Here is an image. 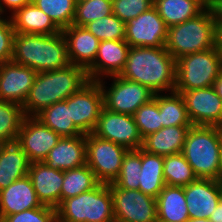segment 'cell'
Masks as SVG:
<instances>
[{
	"label": "cell",
	"mask_w": 222,
	"mask_h": 222,
	"mask_svg": "<svg viewBox=\"0 0 222 222\" xmlns=\"http://www.w3.org/2000/svg\"><path fill=\"white\" fill-rule=\"evenodd\" d=\"M119 76L149 87L154 93L173 92L176 60L165 47H130Z\"/></svg>",
	"instance_id": "1"
},
{
	"label": "cell",
	"mask_w": 222,
	"mask_h": 222,
	"mask_svg": "<svg viewBox=\"0 0 222 222\" xmlns=\"http://www.w3.org/2000/svg\"><path fill=\"white\" fill-rule=\"evenodd\" d=\"M89 81L83 67L70 64L65 68L38 72L23 104L25 116H36L43 109L66 100Z\"/></svg>",
	"instance_id": "2"
},
{
	"label": "cell",
	"mask_w": 222,
	"mask_h": 222,
	"mask_svg": "<svg viewBox=\"0 0 222 222\" xmlns=\"http://www.w3.org/2000/svg\"><path fill=\"white\" fill-rule=\"evenodd\" d=\"M12 61L37 73L65 68L71 64L62 32L53 35L16 33Z\"/></svg>",
	"instance_id": "3"
},
{
	"label": "cell",
	"mask_w": 222,
	"mask_h": 222,
	"mask_svg": "<svg viewBox=\"0 0 222 222\" xmlns=\"http://www.w3.org/2000/svg\"><path fill=\"white\" fill-rule=\"evenodd\" d=\"M218 25L212 8L168 28L165 48L175 60L217 46Z\"/></svg>",
	"instance_id": "4"
},
{
	"label": "cell",
	"mask_w": 222,
	"mask_h": 222,
	"mask_svg": "<svg viewBox=\"0 0 222 222\" xmlns=\"http://www.w3.org/2000/svg\"><path fill=\"white\" fill-rule=\"evenodd\" d=\"M221 146L217 126L192 125L181 153L197 178L220 180Z\"/></svg>",
	"instance_id": "5"
},
{
	"label": "cell",
	"mask_w": 222,
	"mask_h": 222,
	"mask_svg": "<svg viewBox=\"0 0 222 222\" xmlns=\"http://www.w3.org/2000/svg\"><path fill=\"white\" fill-rule=\"evenodd\" d=\"M56 216L57 222H111L114 208L109 184L100 183L88 192L62 200Z\"/></svg>",
	"instance_id": "6"
},
{
	"label": "cell",
	"mask_w": 222,
	"mask_h": 222,
	"mask_svg": "<svg viewBox=\"0 0 222 222\" xmlns=\"http://www.w3.org/2000/svg\"><path fill=\"white\" fill-rule=\"evenodd\" d=\"M222 71L218 46L203 52L191 53L176 60L175 92L212 87Z\"/></svg>",
	"instance_id": "7"
},
{
	"label": "cell",
	"mask_w": 222,
	"mask_h": 222,
	"mask_svg": "<svg viewBox=\"0 0 222 222\" xmlns=\"http://www.w3.org/2000/svg\"><path fill=\"white\" fill-rule=\"evenodd\" d=\"M127 148L112 141L86 134V164L100 183H113L118 177Z\"/></svg>",
	"instance_id": "8"
},
{
	"label": "cell",
	"mask_w": 222,
	"mask_h": 222,
	"mask_svg": "<svg viewBox=\"0 0 222 222\" xmlns=\"http://www.w3.org/2000/svg\"><path fill=\"white\" fill-rule=\"evenodd\" d=\"M110 78L113 80L110 87L105 86L104 79L98 82L104 96V108L111 112L133 116L141 105L151 101L156 94L149 87L123 79L119 75Z\"/></svg>",
	"instance_id": "9"
},
{
	"label": "cell",
	"mask_w": 222,
	"mask_h": 222,
	"mask_svg": "<svg viewBox=\"0 0 222 222\" xmlns=\"http://www.w3.org/2000/svg\"><path fill=\"white\" fill-rule=\"evenodd\" d=\"M64 101L70 106V118L74 125L83 134L92 133L104 108V96L99 82L89 80Z\"/></svg>",
	"instance_id": "10"
},
{
	"label": "cell",
	"mask_w": 222,
	"mask_h": 222,
	"mask_svg": "<svg viewBox=\"0 0 222 222\" xmlns=\"http://www.w3.org/2000/svg\"><path fill=\"white\" fill-rule=\"evenodd\" d=\"M114 218L124 222H157L156 198L140 190H125L109 184Z\"/></svg>",
	"instance_id": "11"
},
{
	"label": "cell",
	"mask_w": 222,
	"mask_h": 222,
	"mask_svg": "<svg viewBox=\"0 0 222 222\" xmlns=\"http://www.w3.org/2000/svg\"><path fill=\"white\" fill-rule=\"evenodd\" d=\"M92 133L128 150L142 148L143 138L132 115L115 113L103 108Z\"/></svg>",
	"instance_id": "12"
},
{
	"label": "cell",
	"mask_w": 222,
	"mask_h": 222,
	"mask_svg": "<svg viewBox=\"0 0 222 222\" xmlns=\"http://www.w3.org/2000/svg\"><path fill=\"white\" fill-rule=\"evenodd\" d=\"M60 138L55 131L45 126L35 116H25L16 142L32 163L44 161Z\"/></svg>",
	"instance_id": "13"
},
{
	"label": "cell",
	"mask_w": 222,
	"mask_h": 222,
	"mask_svg": "<svg viewBox=\"0 0 222 222\" xmlns=\"http://www.w3.org/2000/svg\"><path fill=\"white\" fill-rule=\"evenodd\" d=\"M168 27L153 6L126 23L125 41L130 47H165Z\"/></svg>",
	"instance_id": "14"
},
{
	"label": "cell",
	"mask_w": 222,
	"mask_h": 222,
	"mask_svg": "<svg viewBox=\"0 0 222 222\" xmlns=\"http://www.w3.org/2000/svg\"><path fill=\"white\" fill-rule=\"evenodd\" d=\"M180 94L193 125L218 127L222 123V99L213 87L182 91Z\"/></svg>",
	"instance_id": "15"
},
{
	"label": "cell",
	"mask_w": 222,
	"mask_h": 222,
	"mask_svg": "<svg viewBox=\"0 0 222 222\" xmlns=\"http://www.w3.org/2000/svg\"><path fill=\"white\" fill-rule=\"evenodd\" d=\"M37 72L14 61L0 64V100L23 106Z\"/></svg>",
	"instance_id": "16"
},
{
	"label": "cell",
	"mask_w": 222,
	"mask_h": 222,
	"mask_svg": "<svg viewBox=\"0 0 222 222\" xmlns=\"http://www.w3.org/2000/svg\"><path fill=\"white\" fill-rule=\"evenodd\" d=\"M185 201L190 219H209L222 197V181L201 179L184 186Z\"/></svg>",
	"instance_id": "17"
},
{
	"label": "cell",
	"mask_w": 222,
	"mask_h": 222,
	"mask_svg": "<svg viewBox=\"0 0 222 222\" xmlns=\"http://www.w3.org/2000/svg\"><path fill=\"white\" fill-rule=\"evenodd\" d=\"M129 44L125 40L100 41L94 63L86 70L91 81H99L110 76L120 75L123 71Z\"/></svg>",
	"instance_id": "18"
},
{
	"label": "cell",
	"mask_w": 222,
	"mask_h": 222,
	"mask_svg": "<svg viewBox=\"0 0 222 222\" xmlns=\"http://www.w3.org/2000/svg\"><path fill=\"white\" fill-rule=\"evenodd\" d=\"M28 177L42 205L57 208L63 185L64 171L50 168L44 161L32 162Z\"/></svg>",
	"instance_id": "19"
},
{
	"label": "cell",
	"mask_w": 222,
	"mask_h": 222,
	"mask_svg": "<svg viewBox=\"0 0 222 222\" xmlns=\"http://www.w3.org/2000/svg\"><path fill=\"white\" fill-rule=\"evenodd\" d=\"M71 64L87 70L95 61L100 41L85 26L71 25L62 30Z\"/></svg>",
	"instance_id": "20"
},
{
	"label": "cell",
	"mask_w": 222,
	"mask_h": 222,
	"mask_svg": "<svg viewBox=\"0 0 222 222\" xmlns=\"http://www.w3.org/2000/svg\"><path fill=\"white\" fill-rule=\"evenodd\" d=\"M44 162L56 170H71L86 164V134L61 137Z\"/></svg>",
	"instance_id": "21"
},
{
	"label": "cell",
	"mask_w": 222,
	"mask_h": 222,
	"mask_svg": "<svg viewBox=\"0 0 222 222\" xmlns=\"http://www.w3.org/2000/svg\"><path fill=\"white\" fill-rule=\"evenodd\" d=\"M41 205L28 175L0 190L1 219L7 215L38 208Z\"/></svg>",
	"instance_id": "22"
},
{
	"label": "cell",
	"mask_w": 222,
	"mask_h": 222,
	"mask_svg": "<svg viewBox=\"0 0 222 222\" xmlns=\"http://www.w3.org/2000/svg\"><path fill=\"white\" fill-rule=\"evenodd\" d=\"M16 33L53 35L62 30L53 20L30 2L10 16Z\"/></svg>",
	"instance_id": "23"
},
{
	"label": "cell",
	"mask_w": 222,
	"mask_h": 222,
	"mask_svg": "<svg viewBox=\"0 0 222 222\" xmlns=\"http://www.w3.org/2000/svg\"><path fill=\"white\" fill-rule=\"evenodd\" d=\"M30 162L16 142L0 145V190L28 175Z\"/></svg>",
	"instance_id": "24"
},
{
	"label": "cell",
	"mask_w": 222,
	"mask_h": 222,
	"mask_svg": "<svg viewBox=\"0 0 222 222\" xmlns=\"http://www.w3.org/2000/svg\"><path fill=\"white\" fill-rule=\"evenodd\" d=\"M191 126L163 127L143 138L142 149L148 153L168 156L181 153Z\"/></svg>",
	"instance_id": "25"
},
{
	"label": "cell",
	"mask_w": 222,
	"mask_h": 222,
	"mask_svg": "<svg viewBox=\"0 0 222 222\" xmlns=\"http://www.w3.org/2000/svg\"><path fill=\"white\" fill-rule=\"evenodd\" d=\"M160 222H187L189 218L184 187L166 185L156 197Z\"/></svg>",
	"instance_id": "26"
},
{
	"label": "cell",
	"mask_w": 222,
	"mask_h": 222,
	"mask_svg": "<svg viewBox=\"0 0 222 222\" xmlns=\"http://www.w3.org/2000/svg\"><path fill=\"white\" fill-rule=\"evenodd\" d=\"M154 7L169 28L192 19L206 8V0H154Z\"/></svg>",
	"instance_id": "27"
},
{
	"label": "cell",
	"mask_w": 222,
	"mask_h": 222,
	"mask_svg": "<svg viewBox=\"0 0 222 222\" xmlns=\"http://www.w3.org/2000/svg\"><path fill=\"white\" fill-rule=\"evenodd\" d=\"M164 156L148 153L141 148L139 190L156 198L166 186L163 176Z\"/></svg>",
	"instance_id": "28"
},
{
	"label": "cell",
	"mask_w": 222,
	"mask_h": 222,
	"mask_svg": "<svg viewBox=\"0 0 222 222\" xmlns=\"http://www.w3.org/2000/svg\"><path fill=\"white\" fill-rule=\"evenodd\" d=\"M154 99L158 103L161 111V124L163 127L169 126H192L185 101L180 93L175 91L166 93H156Z\"/></svg>",
	"instance_id": "29"
},
{
	"label": "cell",
	"mask_w": 222,
	"mask_h": 222,
	"mask_svg": "<svg viewBox=\"0 0 222 222\" xmlns=\"http://www.w3.org/2000/svg\"><path fill=\"white\" fill-rule=\"evenodd\" d=\"M35 117L60 137H75L83 134L70 118V106H67L65 101L52 104Z\"/></svg>",
	"instance_id": "30"
},
{
	"label": "cell",
	"mask_w": 222,
	"mask_h": 222,
	"mask_svg": "<svg viewBox=\"0 0 222 222\" xmlns=\"http://www.w3.org/2000/svg\"><path fill=\"white\" fill-rule=\"evenodd\" d=\"M100 184L95 173L87 164L64 171L60 202L81 193L88 192Z\"/></svg>",
	"instance_id": "31"
},
{
	"label": "cell",
	"mask_w": 222,
	"mask_h": 222,
	"mask_svg": "<svg viewBox=\"0 0 222 222\" xmlns=\"http://www.w3.org/2000/svg\"><path fill=\"white\" fill-rule=\"evenodd\" d=\"M163 176L168 186L184 187L198 178L182 153L164 156Z\"/></svg>",
	"instance_id": "32"
},
{
	"label": "cell",
	"mask_w": 222,
	"mask_h": 222,
	"mask_svg": "<svg viewBox=\"0 0 222 222\" xmlns=\"http://www.w3.org/2000/svg\"><path fill=\"white\" fill-rule=\"evenodd\" d=\"M24 118L22 106L0 100V145L17 140Z\"/></svg>",
	"instance_id": "33"
},
{
	"label": "cell",
	"mask_w": 222,
	"mask_h": 222,
	"mask_svg": "<svg viewBox=\"0 0 222 222\" xmlns=\"http://www.w3.org/2000/svg\"><path fill=\"white\" fill-rule=\"evenodd\" d=\"M61 29L73 24L76 9L75 0H32Z\"/></svg>",
	"instance_id": "34"
},
{
	"label": "cell",
	"mask_w": 222,
	"mask_h": 222,
	"mask_svg": "<svg viewBox=\"0 0 222 222\" xmlns=\"http://www.w3.org/2000/svg\"><path fill=\"white\" fill-rule=\"evenodd\" d=\"M140 172L141 148L137 150H128L124 155L120 173L113 184L125 190H139Z\"/></svg>",
	"instance_id": "35"
},
{
	"label": "cell",
	"mask_w": 222,
	"mask_h": 222,
	"mask_svg": "<svg viewBox=\"0 0 222 222\" xmlns=\"http://www.w3.org/2000/svg\"><path fill=\"white\" fill-rule=\"evenodd\" d=\"M85 28L99 41L125 40L126 37V24L113 13L89 22Z\"/></svg>",
	"instance_id": "36"
},
{
	"label": "cell",
	"mask_w": 222,
	"mask_h": 222,
	"mask_svg": "<svg viewBox=\"0 0 222 222\" xmlns=\"http://www.w3.org/2000/svg\"><path fill=\"white\" fill-rule=\"evenodd\" d=\"M112 13V0H86L76 3L73 25L85 26Z\"/></svg>",
	"instance_id": "37"
},
{
	"label": "cell",
	"mask_w": 222,
	"mask_h": 222,
	"mask_svg": "<svg viewBox=\"0 0 222 222\" xmlns=\"http://www.w3.org/2000/svg\"><path fill=\"white\" fill-rule=\"evenodd\" d=\"M133 117L142 138L162 128L161 111H159L158 103L154 98L141 105Z\"/></svg>",
	"instance_id": "38"
},
{
	"label": "cell",
	"mask_w": 222,
	"mask_h": 222,
	"mask_svg": "<svg viewBox=\"0 0 222 222\" xmlns=\"http://www.w3.org/2000/svg\"><path fill=\"white\" fill-rule=\"evenodd\" d=\"M153 6L154 0H112L113 14L125 24Z\"/></svg>",
	"instance_id": "39"
},
{
	"label": "cell",
	"mask_w": 222,
	"mask_h": 222,
	"mask_svg": "<svg viewBox=\"0 0 222 222\" xmlns=\"http://www.w3.org/2000/svg\"><path fill=\"white\" fill-rule=\"evenodd\" d=\"M1 222H57L56 209L41 205L38 208L7 215Z\"/></svg>",
	"instance_id": "40"
},
{
	"label": "cell",
	"mask_w": 222,
	"mask_h": 222,
	"mask_svg": "<svg viewBox=\"0 0 222 222\" xmlns=\"http://www.w3.org/2000/svg\"><path fill=\"white\" fill-rule=\"evenodd\" d=\"M15 34L10 16L0 15V64L12 60Z\"/></svg>",
	"instance_id": "41"
},
{
	"label": "cell",
	"mask_w": 222,
	"mask_h": 222,
	"mask_svg": "<svg viewBox=\"0 0 222 222\" xmlns=\"http://www.w3.org/2000/svg\"><path fill=\"white\" fill-rule=\"evenodd\" d=\"M30 2H32V0H0V15L5 16L4 13L8 11L9 14L11 13L9 16H11Z\"/></svg>",
	"instance_id": "42"
},
{
	"label": "cell",
	"mask_w": 222,
	"mask_h": 222,
	"mask_svg": "<svg viewBox=\"0 0 222 222\" xmlns=\"http://www.w3.org/2000/svg\"><path fill=\"white\" fill-rule=\"evenodd\" d=\"M210 222H222V197L209 218Z\"/></svg>",
	"instance_id": "43"
},
{
	"label": "cell",
	"mask_w": 222,
	"mask_h": 222,
	"mask_svg": "<svg viewBox=\"0 0 222 222\" xmlns=\"http://www.w3.org/2000/svg\"><path fill=\"white\" fill-rule=\"evenodd\" d=\"M212 9L217 25H222V1L218 2Z\"/></svg>",
	"instance_id": "44"
},
{
	"label": "cell",
	"mask_w": 222,
	"mask_h": 222,
	"mask_svg": "<svg viewBox=\"0 0 222 222\" xmlns=\"http://www.w3.org/2000/svg\"><path fill=\"white\" fill-rule=\"evenodd\" d=\"M217 93V95L222 99V71L220 72L218 78L215 80L212 86Z\"/></svg>",
	"instance_id": "45"
},
{
	"label": "cell",
	"mask_w": 222,
	"mask_h": 222,
	"mask_svg": "<svg viewBox=\"0 0 222 222\" xmlns=\"http://www.w3.org/2000/svg\"><path fill=\"white\" fill-rule=\"evenodd\" d=\"M217 46L222 57V25H218Z\"/></svg>",
	"instance_id": "46"
},
{
	"label": "cell",
	"mask_w": 222,
	"mask_h": 222,
	"mask_svg": "<svg viewBox=\"0 0 222 222\" xmlns=\"http://www.w3.org/2000/svg\"><path fill=\"white\" fill-rule=\"evenodd\" d=\"M220 1L222 0H206V6L208 8H213Z\"/></svg>",
	"instance_id": "47"
},
{
	"label": "cell",
	"mask_w": 222,
	"mask_h": 222,
	"mask_svg": "<svg viewBox=\"0 0 222 222\" xmlns=\"http://www.w3.org/2000/svg\"><path fill=\"white\" fill-rule=\"evenodd\" d=\"M187 222H210V220L205 218H198V219H189Z\"/></svg>",
	"instance_id": "48"
},
{
	"label": "cell",
	"mask_w": 222,
	"mask_h": 222,
	"mask_svg": "<svg viewBox=\"0 0 222 222\" xmlns=\"http://www.w3.org/2000/svg\"><path fill=\"white\" fill-rule=\"evenodd\" d=\"M220 181H222V146H221V156H220Z\"/></svg>",
	"instance_id": "49"
},
{
	"label": "cell",
	"mask_w": 222,
	"mask_h": 222,
	"mask_svg": "<svg viewBox=\"0 0 222 222\" xmlns=\"http://www.w3.org/2000/svg\"><path fill=\"white\" fill-rule=\"evenodd\" d=\"M218 129H219V131H220L221 139H222V123L218 126Z\"/></svg>",
	"instance_id": "50"
},
{
	"label": "cell",
	"mask_w": 222,
	"mask_h": 222,
	"mask_svg": "<svg viewBox=\"0 0 222 222\" xmlns=\"http://www.w3.org/2000/svg\"><path fill=\"white\" fill-rule=\"evenodd\" d=\"M111 222H124V221L117 220V219L114 218Z\"/></svg>",
	"instance_id": "51"
},
{
	"label": "cell",
	"mask_w": 222,
	"mask_h": 222,
	"mask_svg": "<svg viewBox=\"0 0 222 222\" xmlns=\"http://www.w3.org/2000/svg\"><path fill=\"white\" fill-rule=\"evenodd\" d=\"M76 3H80V2H83V1H86V0H75Z\"/></svg>",
	"instance_id": "52"
}]
</instances>
